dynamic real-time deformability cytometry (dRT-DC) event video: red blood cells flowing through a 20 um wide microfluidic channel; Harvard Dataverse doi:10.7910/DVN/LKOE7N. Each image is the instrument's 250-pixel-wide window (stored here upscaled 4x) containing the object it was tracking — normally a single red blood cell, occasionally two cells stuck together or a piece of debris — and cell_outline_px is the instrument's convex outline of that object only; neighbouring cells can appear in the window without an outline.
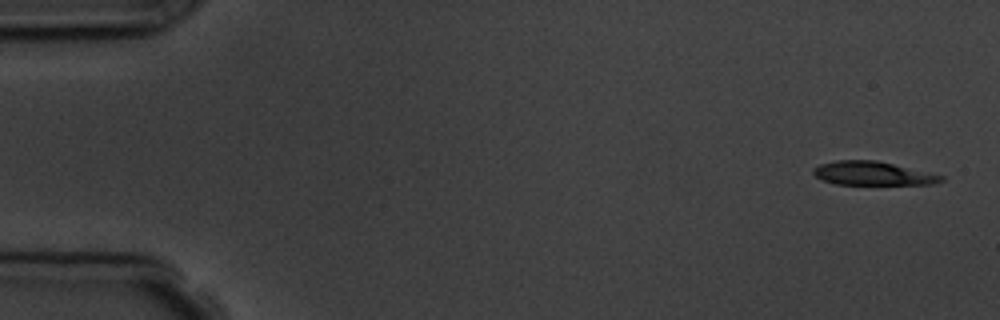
{"species": "common noctule bat (a hibernating species)", "species_latin": "Nyctalus noctula", "temperature_condition": "room temperature", "stored_images_in_passage": 5, "camera_frame_rate_fps": 3000, "um_per_image_px": 0.085, "animal": {"sex": "male", "body_mass_g": 19.5, "forearm_length_mm": 54.6}, "frame": {"image": 1, "passage_image": 1, "time_ms": 0.0, "image_size_px": [1000, 320], "cell_outline_px": [[944, 180], [932, 184], [836, 184], [824, 180], [816, 176], [812, 172], [812, 168], [820, 164], [836, 160], [876, 160], [944, 176]], "centroid_in_image_um": [74.14, 14.73], "position_along_channel_um": 10.9, "area_um2": 17.4}}